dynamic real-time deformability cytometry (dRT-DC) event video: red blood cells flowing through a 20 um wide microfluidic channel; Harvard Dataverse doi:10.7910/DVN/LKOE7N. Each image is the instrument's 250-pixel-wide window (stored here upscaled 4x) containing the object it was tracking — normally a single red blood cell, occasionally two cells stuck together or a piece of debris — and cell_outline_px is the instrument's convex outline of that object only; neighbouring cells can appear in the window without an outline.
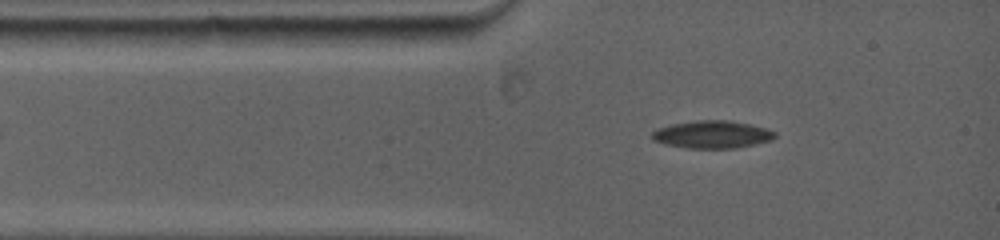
{"species": "common noctule bat (a hibernating species)", "species_latin": "Nyctalus noctula", "temperature_condition": "warm", "stored_images_in_passage": 38, "camera_frame_rate_fps": 5000, "um_per_image_px": 0.085, "animal": {"sex": "female", "body_mass_g": 19.0, "forearm_length_mm": 53.3}, "frame": {"image": 1, "passage_image": 4, "time_ms": 1.2, "image_size_px": [1000, 240], "cell_outline_px": [[776, 136], [772, 140], [736, 148], [688, 148], [664, 144], [652, 140], [652, 132], [660, 128], [672, 124], [696, 120], [728, 120], [768, 128], [776, 132]], "centroid_in_image_um": [60.56, 11.43], "position_along_channel_um": 24.4, "area_um2": 19.71}}
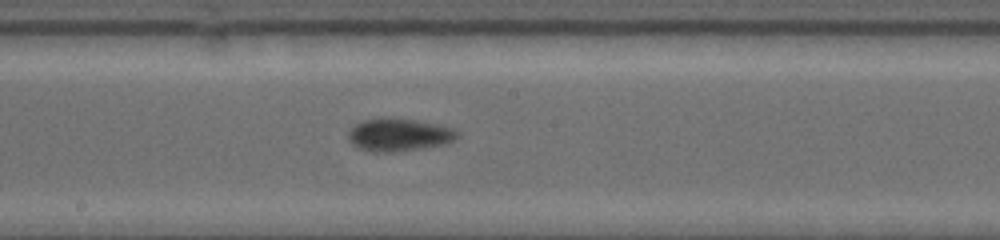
{"frame": {"image": 2, "passage_image": 16, "time_ms": 6.4, "image_size_px": [1000, 240], "cell_outline_px": [[460, 136], [456, 140], [444, 144], [392, 152], [372, 152], [360, 148], [352, 144], [348, 140], [348, 132], [356, 124], [364, 120], [416, 120], [436, 124], [452, 128], [460, 132]], "centroid_in_image_um": [33.95, 11.49], "position_along_channel_um": 214.3, "area_um2": 20.17}}
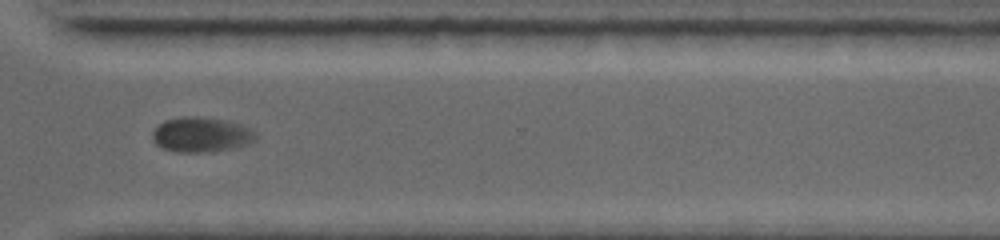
{"frame": {"image": 3, "passage_image": 25, "time_ms": 10.0, "image_size_px": [1000, 240], "cell_outline_px": [[256, 140], [236, 148], [212, 152], [176, 152], [164, 148], [156, 144], [152, 136], [156, 128], [160, 124], [168, 120], [216, 120], [236, 128], [244, 132]], "centroid_in_image_um": [16.93, 11.57], "position_along_channel_um": 353.7, "area_um2": 18.5}, "authors_computed_cell_mechanics": {"area_um2": 20.0855, "velocity_mm_per_s": 3.8572, "shape_relaxation_time_tau1_ms": 6.3344, "shape_relaxation_time_tau2_ms": 1.1788, "deformation_change_tau1": 0.1575, "deformation_change_tau2": 0.0466}}